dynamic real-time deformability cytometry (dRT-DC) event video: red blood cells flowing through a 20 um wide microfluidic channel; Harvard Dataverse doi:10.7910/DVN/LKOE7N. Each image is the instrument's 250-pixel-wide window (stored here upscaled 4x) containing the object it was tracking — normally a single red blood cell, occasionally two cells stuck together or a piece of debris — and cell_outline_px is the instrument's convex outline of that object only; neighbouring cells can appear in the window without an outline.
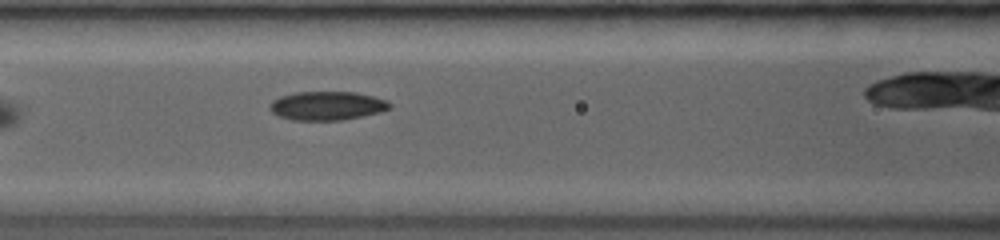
{"species": "common noctule bat (a hibernating species)", "species_latin": "Nyctalus noctula", "temperature_condition": "room temperature", "stored_images_in_passage": 4, "camera_frame_rate_fps": 3500, "um_per_image_px": 0.085, "animal": {"sex": "female", "body_mass_g": 19.0, "forearm_length_mm": 53.3}, "frame": {"image": 1, "passage_image": 3, "time_ms": 1.714, "image_size_px": [1000, 240], "cell_outline_px": [[392, 104], [388, 108], [376, 112], [360, 116], [340, 120], [292, 120], [280, 116], [272, 112], [272, 104], [280, 96], [296, 92], [352, 92], [372, 96], [384, 100]], "centroid_in_image_um": [27.78, 8.98], "position_along_channel_um": 138.8, "area_um2": 19.42}}